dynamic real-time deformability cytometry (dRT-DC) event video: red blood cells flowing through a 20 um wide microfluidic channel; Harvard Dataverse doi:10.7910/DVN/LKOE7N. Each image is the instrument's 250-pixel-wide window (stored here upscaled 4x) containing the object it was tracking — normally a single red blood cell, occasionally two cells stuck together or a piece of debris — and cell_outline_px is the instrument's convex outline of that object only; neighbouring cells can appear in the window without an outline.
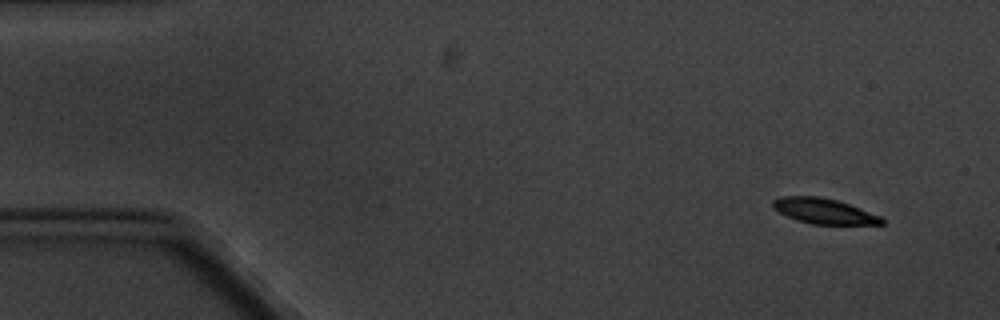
{"species": "common noctule bat (a hibernating species)", "species_latin": "Nyctalus noctula", "temperature_condition": "cold", "stored_images_in_passage": 7, "camera_frame_rate_fps": 3000, "um_per_image_px": 0.085, "animal": {"sex": "male", "body_mass_g": 20.1, "forearm_length_mm": 53.5}, "frame": {"image": 1, "passage_image": 2, "time_ms": 1.333, "image_size_px": [1000, 320], "cell_outline_px": [[884, 224], [812, 224], [796, 220], [772, 208], [772, 200], [780, 196], [820, 196], [836, 200], [848, 204], [880, 216], [884, 220]], "centroid_in_image_um": [69.99, 17.93], "position_along_channel_um": 15.0, "area_um2": 15.95}}
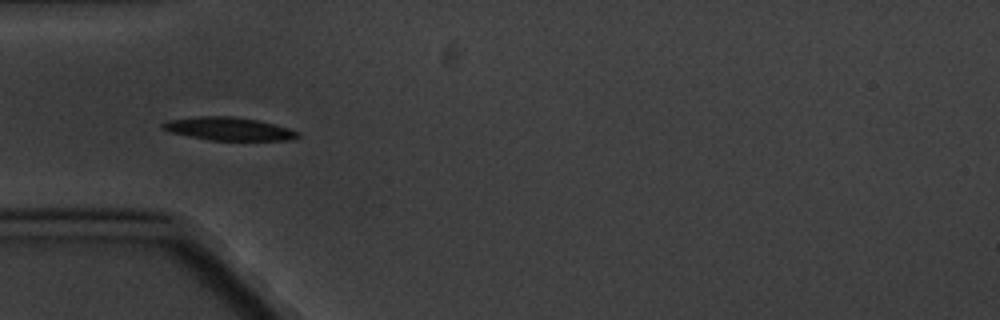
{"frame": {"image": 2, "passage_image": 6, "time_ms": 6.0, "image_size_px": [1000, 320], "cell_outline_px": [[300, 136], [288, 140], [208, 140], [168, 132], [160, 128], [160, 124], [168, 120], [200, 116], [232, 116], [256, 120], [288, 128], [300, 132]], "centroid_in_image_um": [19.38, 10.95], "position_along_channel_um": 65.6, "area_um2": 18.15}}